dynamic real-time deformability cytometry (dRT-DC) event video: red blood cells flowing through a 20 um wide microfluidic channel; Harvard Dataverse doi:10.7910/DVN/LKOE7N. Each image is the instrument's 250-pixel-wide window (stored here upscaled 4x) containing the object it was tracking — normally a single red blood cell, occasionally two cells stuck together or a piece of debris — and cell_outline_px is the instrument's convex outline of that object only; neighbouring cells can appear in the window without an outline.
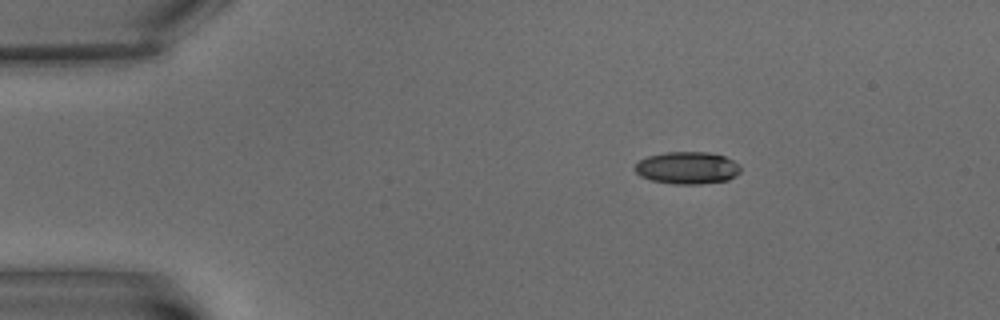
{"species": "common noctule bat (a hibernating species)", "species_latin": "Nyctalus noctula", "temperature_condition": "warm", "stored_images_in_passage": 3, "camera_frame_rate_fps": 3000, "um_per_image_px": 0.085, "animal": {"sex": "male", "body_mass_g": 15.6}, "frame": {"image": 1, "passage_image": 1, "time_ms": 0.0, "image_size_px": [1000, 320], "cell_outline_px": [[740, 172], [736, 176], [728, 180], [700, 184], [676, 184], [652, 180], [640, 176], [632, 168], [640, 160], [648, 156], [664, 152], [708, 152], [724, 156], [740, 164]], "centroid_in_image_um": [58.42, 14.27], "position_along_channel_um": 26.6, "area_um2": 19.94}}